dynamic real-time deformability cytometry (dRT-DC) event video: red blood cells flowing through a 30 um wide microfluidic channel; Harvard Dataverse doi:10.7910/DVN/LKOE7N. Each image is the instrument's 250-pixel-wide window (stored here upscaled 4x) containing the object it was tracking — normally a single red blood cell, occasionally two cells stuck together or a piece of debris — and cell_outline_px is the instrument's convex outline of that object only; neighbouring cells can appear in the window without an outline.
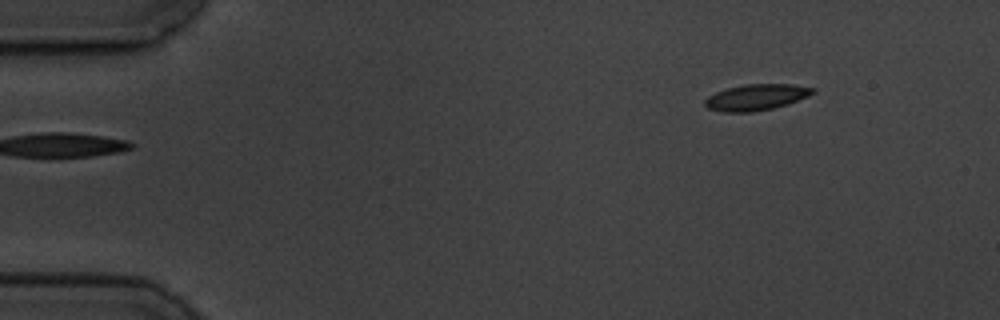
{"species": "common noctule bat (a hibernating species)", "species_latin": "Nyctalus noctula", "temperature_condition": "cold", "stored_images_in_passage": 4, "camera_frame_rate_fps": 3000, "um_per_image_px": 0.085, "animal": {"sex": "male", "body_mass_g": 19.5, "forearm_length_mm": 54.6}, "frame": {"image": 1, "passage_image": 1, "time_ms": 0.0, "image_size_px": [1000, 320], "cell_outline_px": [[816, 92], [808, 96], [788, 104], [772, 108], [752, 112], [724, 112], [708, 108], [704, 104], [704, 100], [708, 96], [716, 92], [728, 88], [744, 84], [792, 84], [816, 88]], "centroid_in_image_um": [64.3, 8.26], "position_along_channel_um": 20.7, "area_um2": 16.42}}